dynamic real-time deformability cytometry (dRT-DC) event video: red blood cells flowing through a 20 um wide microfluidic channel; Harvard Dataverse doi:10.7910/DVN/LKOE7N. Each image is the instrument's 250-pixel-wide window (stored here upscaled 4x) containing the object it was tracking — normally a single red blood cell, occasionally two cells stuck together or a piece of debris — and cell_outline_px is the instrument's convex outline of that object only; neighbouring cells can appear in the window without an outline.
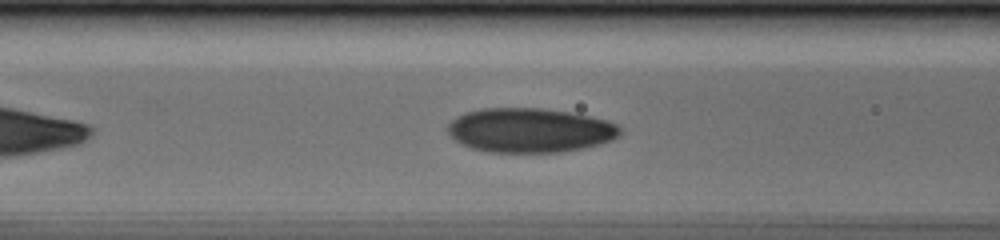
{"species": "human", "species_latin": "Homo sapiens", "temperature_condition": "cold", "stored_images_in_passage": 33, "camera_frame_rate_fps": 3000, "um_per_image_px": 0.085, "donor": {"sex": "male"}, "frame": {"image": 1, "passage_image": 8, "time_ms": 2.333, "image_size_px": [1000, 240], "cell_outline_px": [[624, 132], [620, 136], [612, 140], [600, 144], [584, 148], [560, 152], [488, 152], [472, 148], [456, 140], [448, 132], [448, 124], [452, 120], [468, 112], [484, 108], [540, 108], [568, 112], [608, 120], [624, 128]], "centroid_in_image_um": [45.12, 11.08], "position_along_channel_um": 121.5, "area_um2": 44.51}}
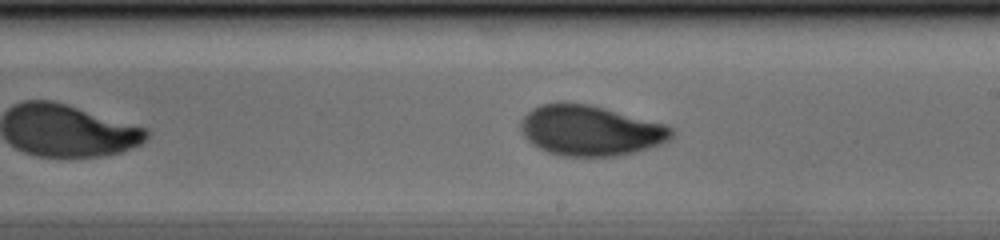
{"frame": {"image": 2, "passage_image": 17, "time_ms": 5.333, "image_size_px": [1000, 240], "cell_outline_px": [[676, 132], [672, 140], [648, 148], [616, 156], [560, 156], [548, 152], [532, 144], [520, 132], [520, 120], [532, 108], [540, 104], [588, 104], [604, 108], [664, 124], [672, 128]], "centroid_in_image_um": [50.18, 11.11], "position_along_channel_um": 238.8, "area_um2": 43.93}}
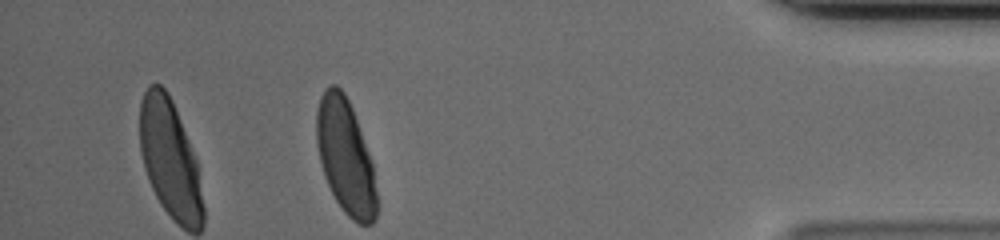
{"frame": {"image": 3, "passage_image": 33, "time_ms": 10.667, "image_size_px": [1000, 240], "cell_outline_px": [[376, 220], [372, 224], [360, 224], [352, 220], [344, 212], [336, 200], [324, 176], [316, 144], [316, 112], [320, 96], [324, 88], [328, 84], [336, 84], [344, 92], [352, 108], [372, 160], [376, 192]], "centroid_in_image_um": [29.35, 13.29], "position_along_channel_um": 405.8, "area_um2": 40.29}}